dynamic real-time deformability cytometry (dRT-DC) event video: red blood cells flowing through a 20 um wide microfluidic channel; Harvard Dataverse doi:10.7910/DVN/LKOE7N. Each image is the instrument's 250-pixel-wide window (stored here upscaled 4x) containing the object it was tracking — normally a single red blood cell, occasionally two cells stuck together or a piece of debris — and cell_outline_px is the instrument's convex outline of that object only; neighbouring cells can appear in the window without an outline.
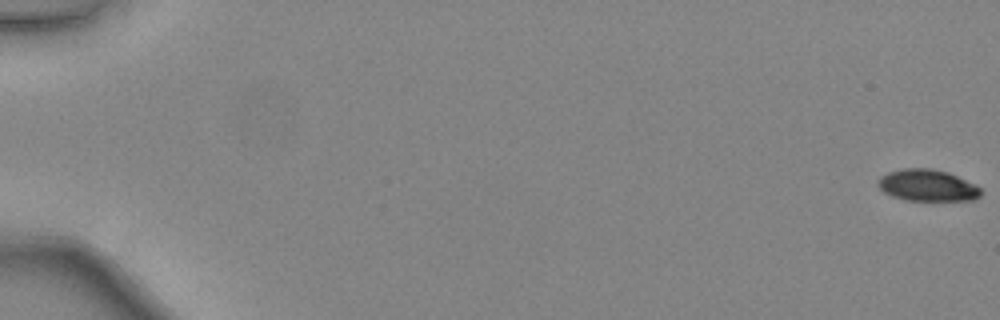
{"species": "common noctule bat (a hibernating species)", "species_latin": "Nyctalus noctula", "temperature_condition": "warm", "stored_images_in_passage": 9, "camera_frame_rate_fps": 3000, "um_per_image_px": 0.085, "animal": {"sex": "female", "body_mass_g": 24.6, "forearm_length_mm": 56.2}, "frame": {"image": 1, "passage_image": 1, "time_ms": 0.0, "image_size_px": [1000, 320], "cell_outline_px": [[980, 196], [976, 200], [904, 200], [892, 196], [884, 192], [876, 184], [876, 180], [880, 176], [888, 172], [904, 168], [932, 168], [948, 172], [976, 184], [980, 188]], "centroid_in_image_um": [78.81, 15.75], "position_along_channel_um": 6.2, "area_um2": 19.13}}